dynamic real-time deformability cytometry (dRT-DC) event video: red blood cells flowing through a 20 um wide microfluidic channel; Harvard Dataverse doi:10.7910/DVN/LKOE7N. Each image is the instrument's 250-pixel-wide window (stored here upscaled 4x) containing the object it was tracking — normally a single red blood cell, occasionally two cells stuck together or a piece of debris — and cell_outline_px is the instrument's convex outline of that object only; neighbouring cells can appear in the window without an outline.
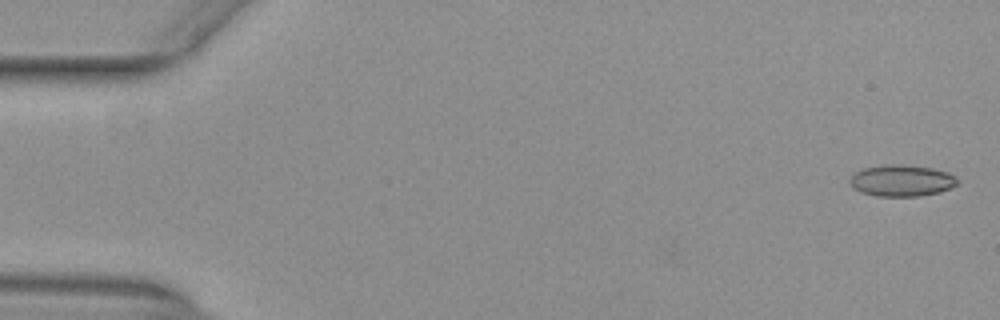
{"species": "common noctule bat (a hibernating species)", "species_latin": "Nyctalus noctula", "temperature_condition": "warm", "stored_images_in_passage": 53, "camera_frame_rate_fps": 3000, "um_per_image_px": 0.085, "animal": {"sex": "female", "body_mass_g": 29.2, "forearm_length_mm": 56.3}, "frame": {"image": 1, "passage_image": 2, "time_ms": 0.333, "image_size_px": [1000, 320], "cell_outline_px": [[960, 180], [956, 184], [940, 192], [916, 196], [876, 196], [860, 192], [852, 188], [848, 180], [856, 172], [864, 168], [884, 164], [904, 164], [932, 168], [948, 172], [956, 176]], "centroid_in_image_um": [76.62, 15.34], "position_along_channel_um": 8.4, "area_um2": 19.88}}
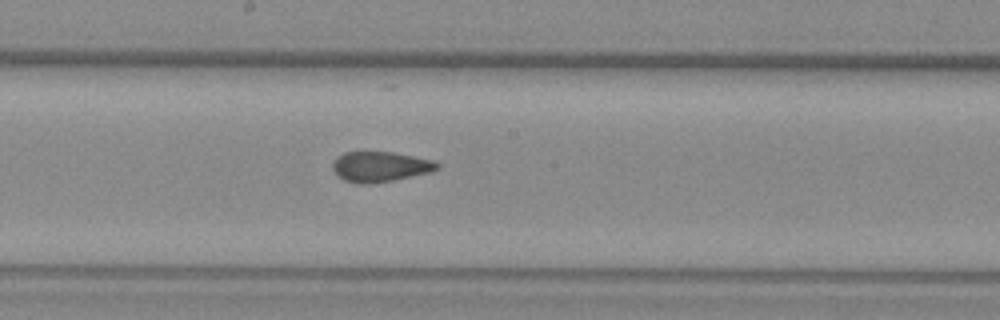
{"frame": {"image": 2, "passage_image": 29, "time_ms": 9.333, "image_size_px": [1000, 320], "cell_outline_px": [[440, 168], [432, 172], [392, 180], [368, 184], [356, 184], [344, 180], [336, 176], [332, 168], [332, 160], [336, 156], [344, 152], [392, 152], [436, 160], [440, 164]], "centroid_in_image_um": [32.3, 14.16], "position_along_channel_um": 215.9, "area_um2": 18.79}}
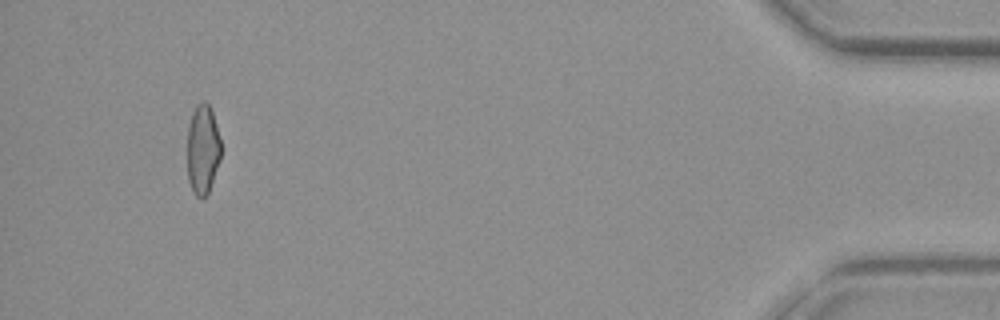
{"frame": {"image": 3, "passage_image": 50, "time_ms": 16.333, "image_size_px": [1000, 320], "cell_outline_px": [[220, 160], [208, 192], [200, 200], [192, 192], [188, 180], [188, 124], [196, 104], [204, 100], [212, 108], [220, 140]], "centroid_in_image_um": [17.22, 12.68], "position_along_channel_um": 418.0, "area_um2": 17.63}, "authors_computed_cell_mechanics": {"area_um2": 19.0162, "velocity_mm_per_s": 3.9826, "shape_relaxation_time_tau1_ms": null, "shape_relaxation_time_tau2_ms": 1.1467, "deformation_change_tau1": null, "deformation_change_tau2": 0.0751}}